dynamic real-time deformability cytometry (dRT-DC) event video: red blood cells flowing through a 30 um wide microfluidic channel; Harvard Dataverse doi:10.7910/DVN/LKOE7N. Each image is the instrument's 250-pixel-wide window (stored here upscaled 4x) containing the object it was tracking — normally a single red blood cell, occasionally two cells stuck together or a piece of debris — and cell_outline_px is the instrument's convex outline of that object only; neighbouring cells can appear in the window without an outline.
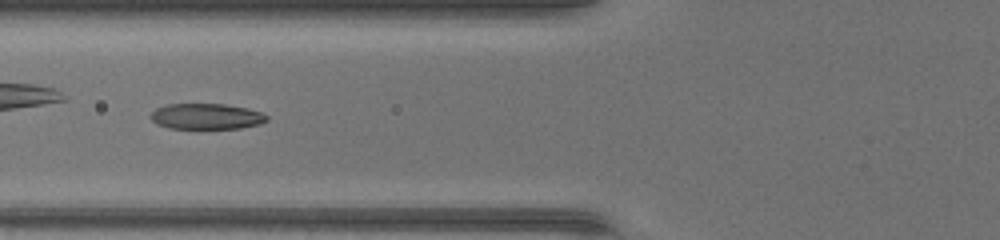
{"species": "common noctule bat (a hibernating species)", "species_latin": "Nyctalus noctula", "temperature_condition": "warm", "stored_images_in_passage": 46, "camera_frame_rate_fps": 3000, "um_per_image_px": 0.085, "animal": {"sex": "female", "body_mass_g": 17.0, "forearm_length_mm": 48.0}, "frame": {"image": 1, "passage_image": 20, "time_ms": 6.333, "image_size_px": [1000, 240], "cell_outline_px": [[268, 120], [260, 124], [240, 128], [168, 128], [156, 124], [148, 116], [156, 108], [168, 104], [224, 104], [244, 108], [260, 112], [268, 116]], "centroid_in_image_um": [17.5, 9.89], "position_along_channel_um": 108.3, "area_um2": 17.34}}